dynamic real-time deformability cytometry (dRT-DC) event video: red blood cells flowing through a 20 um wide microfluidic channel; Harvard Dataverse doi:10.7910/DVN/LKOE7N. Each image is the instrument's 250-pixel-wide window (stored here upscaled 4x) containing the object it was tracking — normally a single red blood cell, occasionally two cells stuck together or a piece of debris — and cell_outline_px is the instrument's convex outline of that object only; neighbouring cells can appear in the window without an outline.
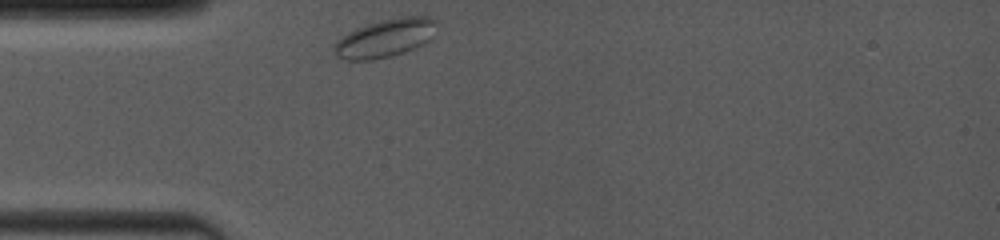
{"species": "common noctule bat (a hibernating species)", "species_latin": "Nyctalus noctula", "temperature_condition": "room temperature", "stored_images_in_passage": 21, "camera_frame_rate_fps": 4000, "um_per_image_px": 0.085, "animal": {"sex": "female", "body_mass_g": 19.0, "forearm_length_mm": 53.3}, "frame": {"image": 1, "passage_image": 1, "time_ms": 0.0, "image_size_px": [1000, 240], "cell_outline_px": [[440, 20], [432, 36], [428, 40], [404, 52], [388, 56], [368, 60], [348, 60], [336, 56], [332, 48], [336, 40], [348, 32], [356, 28], [384, 20], [408, 16], [428, 16]], "centroid_in_image_um": [32.74, 3.23], "position_along_channel_um": 52.3, "area_um2": 22.54}}
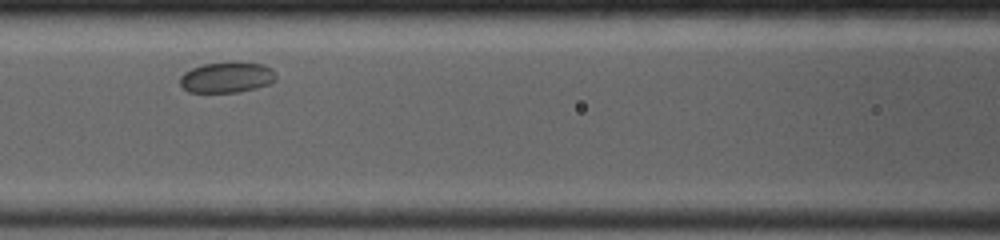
{"frame": {"image": 2, "passage_image": 14, "time_ms": 2.75, "image_size_px": [1000, 240], "cell_outline_px": [[276, 80], [268, 84], [256, 88], [236, 92], [188, 92], [180, 84], [180, 76], [184, 72], [192, 68], [204, 64], [232, 60], [236, 60], [264, 64], [272, 68], [276, 72]], "centroid_in_image_um": [19.31, 6.54], "position_along_channel_um": 147.3, "area_um2": 17.63}}
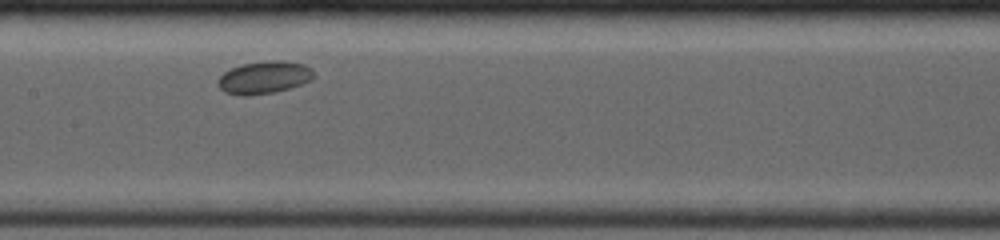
{"frame": {"image": 3, "passage_image": 20, "time_ms": 3.75, "image_size_px": [1000, 240], "cell_outline_px": [[312, 80], [288, 88], [272, 92], [244, 96], [224, 92], [216, 84], [216, 80], [224, 72], [232, 68], [244, 64], [268, 60], [280, 60], [304, 64], [312, 68]], "centroid_in_image_um": [22.42, 6.57], "position_along_channel_um": 185.0, "area_um2": 17.98}}